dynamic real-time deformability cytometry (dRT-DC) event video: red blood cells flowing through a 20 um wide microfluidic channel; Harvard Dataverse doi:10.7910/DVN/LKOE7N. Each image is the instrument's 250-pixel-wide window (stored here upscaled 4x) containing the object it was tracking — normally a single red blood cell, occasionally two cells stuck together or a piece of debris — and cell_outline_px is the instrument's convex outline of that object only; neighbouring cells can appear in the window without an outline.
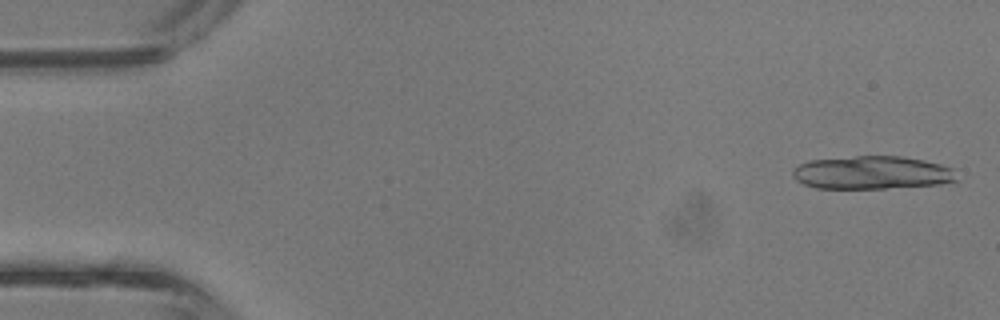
{"species": "common noctule bat (a hibernating species)", "species_latin": "Nyctalus noctula", "temperature_condition": "room temperature", "stored_images_in_passage": 14, "camera_frame_rate_fps": 3000, "um_per_image_px": 0.085, "animal": {"sex": "male", "body_mass_g": 13.3}, "frame": {"image": 1, "passage_image": 1, "time_ms": 0.0, "image_size_px": [1000, 320], "cell_outline_px": [[960, 180], [940, 184], [884, 188], [816, 188], [804, 184], [796, 180], [792, 176], [792, 168], [808, 160], [856, 156], [900, 156], [924, 160], [940, 164], [952, 168]], "centroid_in_image_um": [74.11, 14.67], "position_along_channel_um": 10.9, "area_um2": 31.79}}